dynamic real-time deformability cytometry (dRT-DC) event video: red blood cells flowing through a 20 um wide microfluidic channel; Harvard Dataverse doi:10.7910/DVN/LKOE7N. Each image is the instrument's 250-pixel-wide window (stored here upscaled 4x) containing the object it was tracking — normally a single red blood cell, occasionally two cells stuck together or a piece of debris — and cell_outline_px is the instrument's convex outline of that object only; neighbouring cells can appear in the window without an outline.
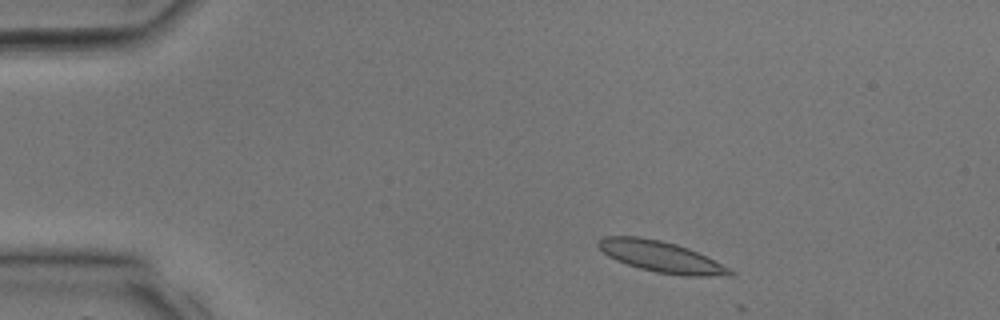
{"species": "common noctule bat (a hibernating species)", "species_latin": "Nyctalus noctula", "temperature_condition": "room temperature", "stored_images_in_passage": 6, "camera_frame_rate_fps": 3000, "um_per_image_px": 0.085, "animal": {"sex": "male", "body_mass_g": 17.9, "forearm_length_mm": 54.2}, "frame": {"image": 1, "passage_image": 4, "time_ms": 1.0, "image_size_px": [1000, 320], "cell_outline_px": [[736, 272], [732, 276], [684, 276], [656, 272], [640, 268], [616, 260], [608, 256], [596, 244], [596, 240], [604, 236], [640, 236], [660, 240], [676, 244], [688, 248], [732, 268]], "centroid_in_image_um": [56.22, 21.82], "position_along_channel_um": 28.8, "area_um2": 23.99}}